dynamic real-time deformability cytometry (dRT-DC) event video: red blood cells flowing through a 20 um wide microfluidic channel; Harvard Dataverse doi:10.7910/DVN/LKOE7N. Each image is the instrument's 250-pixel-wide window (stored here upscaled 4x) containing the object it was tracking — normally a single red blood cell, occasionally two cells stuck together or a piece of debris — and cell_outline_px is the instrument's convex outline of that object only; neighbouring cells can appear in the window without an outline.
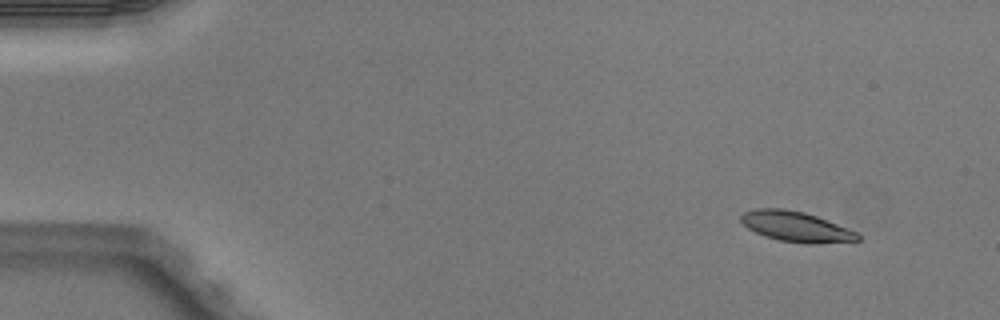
{"species": "Egyptian fruit bat (a non-hibernating species)", "species_latin": "Rousettus aegyptiacus", "temperature_condition": "warm", "stored_images_in_passage": 5, "camera_frame_rate_fps": 3000, "um_per_image_px": 0.085, "animal": {"sex": "male"}, "frame": {"image": 1, "passage_image": 2, "time_ms": 0.333, "image_size_px": [1000, 320], "cell_outline_px": [[860, 240], [812, 244], [808, 244], [780, 240], [764, 236], [748, 228], [740, 220], [740, 216], [744, 212], [756, 208], [784, 208], [804, 212], [816, 216], [856, 232], [860, 236]], "centroid_in_image_um": [67.62, 19.26], "position_along_channel_um": 17.4, "area_um2": 20.35}}
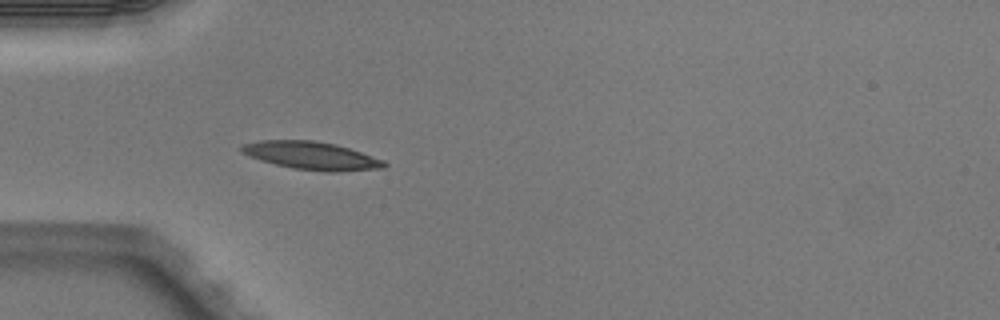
{"frame": {"image": 2, "passage_image": 5, "time_ms": 1.333, "image_size_px": [1000, 320], "cell_outline_px": [[388, 164], [384, 168], [340, 172], [324, 172], [292, 168], [260, 160], [240, 152], [240, 148], [244, 144], [260, 140], [312, 140], [336, 144], [384, 160]], "centroid_in_image_um": [26.49, 13.24], "position_along_channel_um": 58.5, "area_um2": 23.24}}